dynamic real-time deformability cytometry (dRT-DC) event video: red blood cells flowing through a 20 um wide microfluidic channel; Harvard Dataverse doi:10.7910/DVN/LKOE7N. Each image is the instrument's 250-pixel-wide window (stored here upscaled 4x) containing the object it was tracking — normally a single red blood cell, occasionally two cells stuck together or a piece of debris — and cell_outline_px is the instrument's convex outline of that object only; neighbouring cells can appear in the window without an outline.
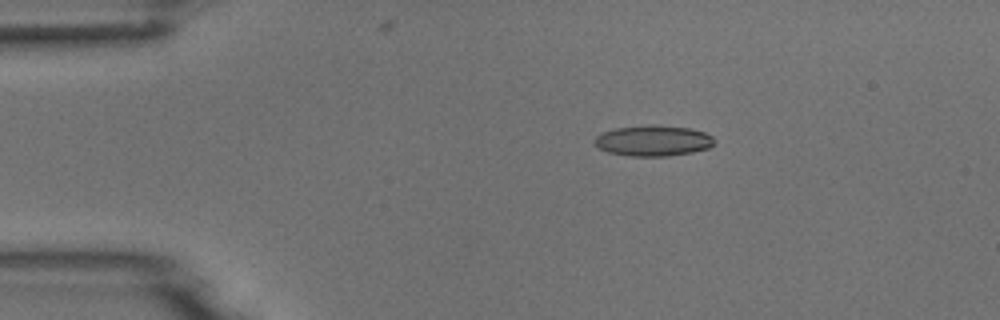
{"species": "common noctule bat (a hibernating species)", "species_latin": "Nyctalus noctula", "temperature_condition": "room temperature", "stored_images_in_passage": 4, "camera_frame_rate_fps": 3000, "um_per_image_px": 0.085, "animal": {"sex": "male", "body_mass_g": 18.8}, "frame": {"image": 1, "passage_image": 2, "time_ms": 2.333, "image_size_px": [1000, 320], "cell_outline_px": [[716, 144], [708, 148], [692, 152], [668, 156], [628, 156], [608, 152], [596, 148], [592, 140], [596, 136], [604, 132], [616, 128], [652, 124], [692, 128], [704, 132], [712, 136], [716, 140]], "centroid_in_image_um": [55.52, 11.96], "position_along_channel_um": 29.5, "area_um2": 21.79}}